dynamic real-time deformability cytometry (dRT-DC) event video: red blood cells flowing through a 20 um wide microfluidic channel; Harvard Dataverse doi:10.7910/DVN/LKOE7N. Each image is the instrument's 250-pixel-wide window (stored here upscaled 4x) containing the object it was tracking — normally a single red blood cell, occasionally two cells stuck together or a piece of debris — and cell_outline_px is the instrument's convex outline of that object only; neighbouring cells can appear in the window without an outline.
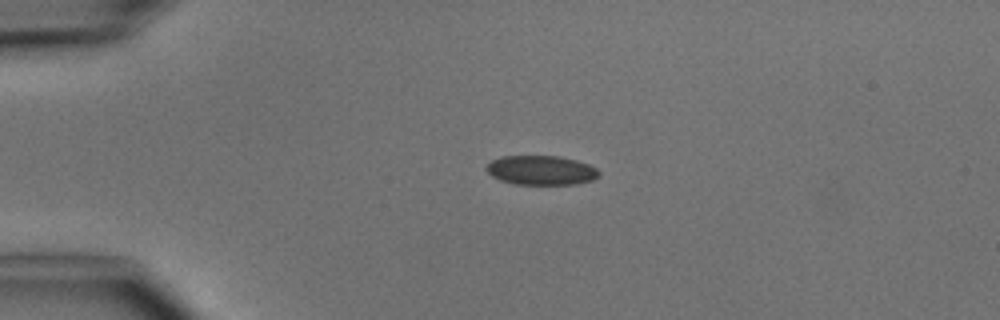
{"species": "common noctule bat (a hibernating species)", "species_latin": "Nyctalus noctula", "temperature_condition": "cold", "stored_images_in_passage": 4, "camera_frame_rate_fps": 3000, "um_per_image_px": 0.085, "animal": {"sex": "male", "body_mass_g": 15.6}, "frame": {"image": 1, "passage_image": 3, "time_ms": 2.333, "image_size_px": [1000, 320], "cell_outline_px": [[600, 176], [592, 180], [576, 184], [516, 184], [500, 180], [492, 176], [484, 168], [492, 160], [500, 156], [560, 156], [576, 160], [588, 164], [596, 168], [600, 172]], "centroid_in_image_um": [46.0, 14.47], "position_along_channel_um": 39.0, "area_um2": 19.31}}